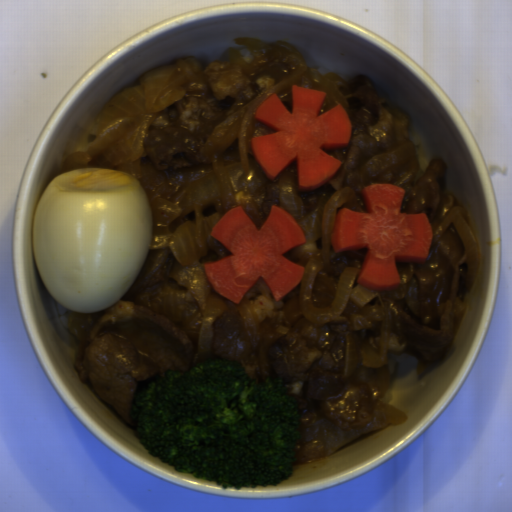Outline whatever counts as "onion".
Segmentation results:
<instances>
[{
  "label": "onion",
  "instance_id": "onion-4",
  "mask_svg": "<svg viewBox=\"0 0 512 512\" xmlns=\"http://www.w3.org/2000/svg\"><path fill=\"white\" fill-rule=\"evenodd\" d=\"M451 225L456 235L459 237L461 245L467 254L468 272L464 284L471 291L478 276L481 257L475 236L462 207H455L450 210L435 227V229L431 231V244H434L442 239L447 229Z\"/></svg>",
  "mask_w": 512,
  "mask_h": 512
},
{
  "label": "onion",
  "instance_id": "onion-5",
  "mask_svg": "<svg viewBox=\"0 0 512 512\" xmlns=\"http://www.w3.org/2000/svg\"><path fill=\"white\" fill-rule=\"evenodd\" d=\"M200 308L195 298L188 292L171 285H165L162 294L161 311L165 317L178 325L188 326Z\"/></svg>",
  "mask_w": 512,
  "mask_h": 512
},
{
  "label": "onion",
  "instance_id": "onion-6",
  "mask_svg": "<svg viewBox=\"0 0 512 512\" xmlns=\"http://www.w3.org/2000/svg\"><path fill=\"white\" fill-rule=\"evenodd\" d=\"M216 316L214 314H208L206 315L202 326L199 330V341H198V347L197 352L198 355L207 356L210 351V342L213 336V322L215 320Z\"/></svg>",
  "mask_w": 512,
  "mask_h": 512
},
{
  "label": "onion",
  "instance_id": "onion-2",
  "mask_svg": "<svg viewBox=\"0 0 512 512\" xmlns=\"http://www.w3.org/2000/svg\"><path fill=\"white\" fill-rule=\"evenodd\" d=\"M349 187L328 191L320 197L315 208L305 213V203L293 178L279 179L278 207L286 209L302 228L306 242L320 241L319 250L308 260L299 284L298 310L312 322L329 321L343 317L347 326L361 329L380 322L381 343L378 353L359 341L351 332L344 333L345 354L343 377H351L358 364L365 368L382 367L390 345L391 316L388 292L369 290L357 284L361 269L346 267L337 284V291L328 307L318 308L311 300L313 284L326 266L336 257L332 246V232L338 215V208L353 195Z\"/></svg>",
  "mask_w": 512,
  "mask_h": 512
},
{
  "label": "onion",
  "instance_id": "onion-1",
  "mask_svg": "<svg viewBox=\"0 0 512 512\" xmlns=\"http://www.w3.org/2000/svg\"><path fill=\"white\" fill-rule=\"evenodd\" d=\"M253 61L241 57L238 46L228 51L232 64L248 77H275L278 82L246 102L230 115L196 154V168L172 179L169 198L148 200L152 232L149 247H168L181 266L203 259L207 240L219 220L232 208L239 192H255L262 185L259 171L250 166L249 143L254 115L260 105L276 94L293 114V86L325 92L318 116L337 105L346 112L350 102L340 76L310 68L302 53L286 41L241 39Z\"/></svg>",
  "mask_w": 512,
  "mask_h": 512
},
{
  "label": "onion",
  "instance_id": "onion-3",
  "mask_svg": "<svg viewBox=\"0 0 512 512\" xmlns=\"http://www.w3.org/2000/svg\"><path fill=\"white\" fill-rule=\"evenodd\" d=\"M197 59H182L150 69L138 84L125 87L70 138L64 172L99 168L142 175L144 142L157 115L185 94Z\"/></svg>",
  "mask_w": 512,
  "mask_h": 512
}]
</instances>
